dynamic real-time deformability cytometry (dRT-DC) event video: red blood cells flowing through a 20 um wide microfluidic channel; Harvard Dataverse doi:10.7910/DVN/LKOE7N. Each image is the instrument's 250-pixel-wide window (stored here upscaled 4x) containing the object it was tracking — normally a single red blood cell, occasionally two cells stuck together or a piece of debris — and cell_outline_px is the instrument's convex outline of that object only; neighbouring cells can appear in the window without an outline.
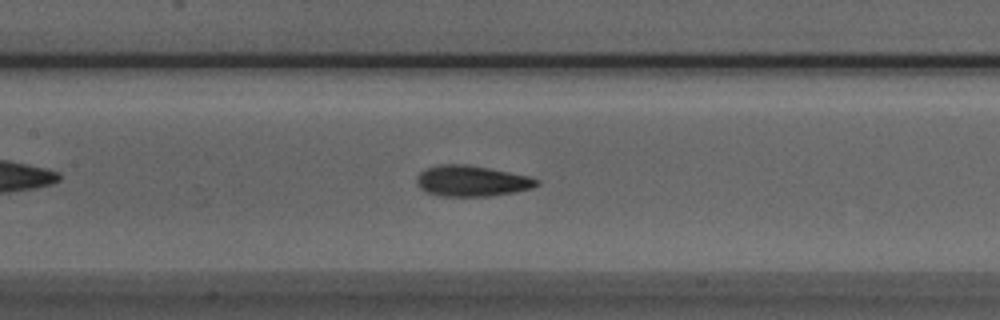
{"species": "Egyptian fruit bat (a non-hibernating species)", "species_latin": "Rousettus aegyptiacus", "temperature_condition": "room temperature", "stored_images_in_passage": 39, "camera_frame_rate_fps": 3000, "um_per_image_px": 0.085, "animal": {"sex": "male"}, "frame": {"image": 1, "passage_image": 11, "time_ms": 3.333, "image_size_px": [1000, 320], "cell_outline_px": [[540, 184], [532, 188], [516, 192], [488, 196], [440, 196], [424, 192], [416, 184], [416, 176], [424, 168], [440, 164], [468, 164], [528, 176], [540, 180]], "centroid_in_image_um": [40.06, 15.38], "position_along_channel_um": 167.3, "area_um2": 21.79}}
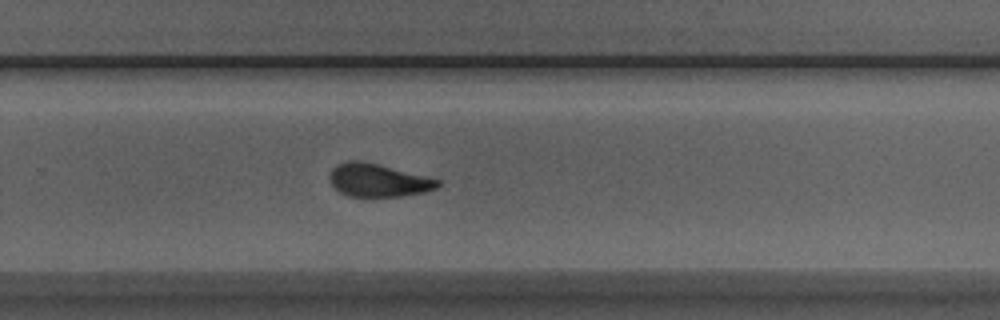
{"frame": {"image": 2, "passage_image": 21, "time_ms": 6.667, "image_size_px": [1000, 320], "cell_outline_px": [[440, 184], [436, 188], [424, 192], [400, 196], [348, 196], [340, 192], [332, 184], [328, 176], [332, 168], [336, 164], [348, 160], [360, 160], [440, 180]], "centroid_in_image_um": [32.09, 15.32], "position_along_channel_um": 297.7, "area_um2": 20.46}}
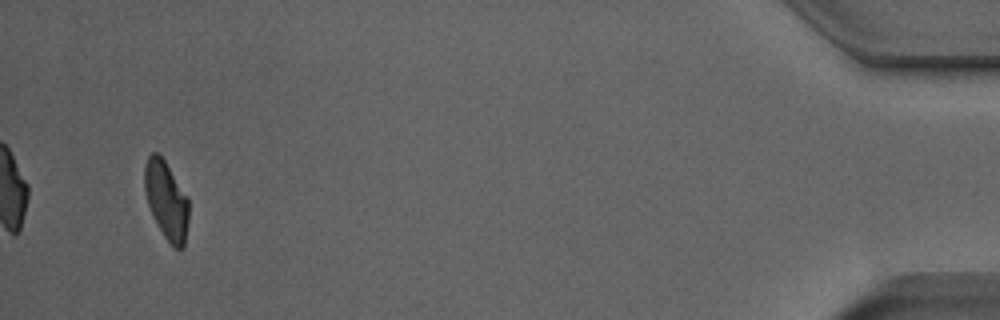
{"frame": {"image": 3, "passage_image": 37, "time_ms": 12.0, "image_size_px": [1000, 320], "cell_outline_px": [[188, 220], [184, 248], [180, 252], [164, 236], [152, 216], [144, 192], [144, 164], [148, 156], [152, 152], [156, 152], [164, 160], [188, 196]], "centroid_in_image_um": [14.13, 17.02], "position_along_channel_um": 421.1, "area_um2": 20.23}, "authors_computed_cell_mechanics": {"area_um2": 21.2126, "velocity_mm_per_s": 3.9244, "shape_relaxation_time_tau1_ms": 4.0659, "shape_relaxation_time_tau2_ms": 2.0159, "deformation_change_tau1": 0.1476, "deformation_change_tau2": 0.0855}}